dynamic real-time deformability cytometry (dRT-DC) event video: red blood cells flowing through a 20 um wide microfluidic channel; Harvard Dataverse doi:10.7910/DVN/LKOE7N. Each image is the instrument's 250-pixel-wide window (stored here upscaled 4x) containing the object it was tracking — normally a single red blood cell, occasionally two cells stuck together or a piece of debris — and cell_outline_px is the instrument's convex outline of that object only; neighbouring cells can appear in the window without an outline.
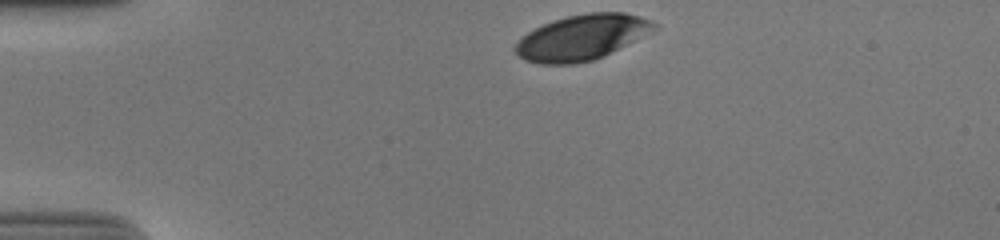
{"species": "human", "species_latin": "Homo sapiens", "temperature_condition": "cold", "stored_images_in_passage": 33, "camera_frame_rate_fps": 3000, "um_per_image_px": 0.085, "donor": {"sex": "male"}, "frame": {"image": 1, "passage_image": 1, "time_ms": 0.0, "image_size_px": [1000, 240], "cell_outline_px": [[660, 28], [604, 56], [592, 60], [572, 64], [540, 64], [524, 60], [512, 48], [528, 32], [552, 20], [568, 16], [588, 12], [624, 12], [640, 16], [652, 20], [660, 24]], "centroid_in_image_um": [49.52, 3.17], "position_along_channel_um": 35.5, "area_um2": 36.82}}
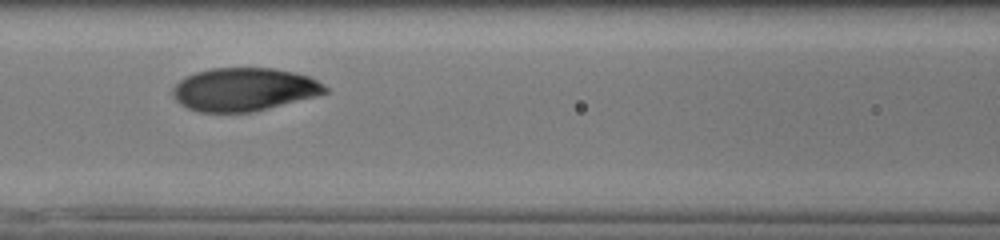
{"frame": {"image": 2, "passage_image": 14, "time_ms": 4.333, "image_size_px": [1000, 240], "cell_outline_px": [[328, 92], [316, 96], [252, 112], [200, 112], [188, 108], [180, 104], [172, 96], [172, 88], [180, 80], [196, 72], [212, 68], [272, 68], [296, 72], [308, 76], [324, 84], [328, 88]], "centroid_in_image_um": [20.74, 7.6], "position_along_channel_um": 145.9, "area_um2": 38.26}}
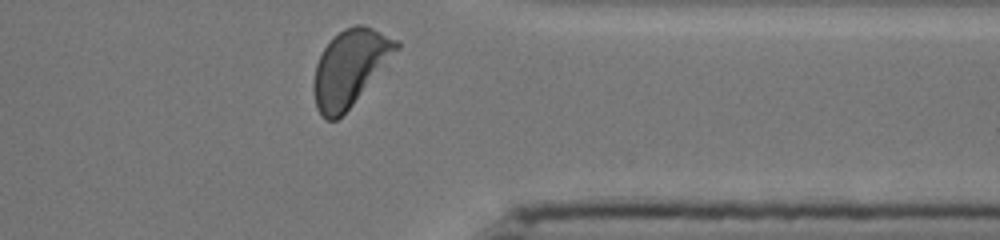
{"frame": {"image": 3, "passage_image": 33, "time_ms": 10.667, "image_size_px": [1000, 240], "cell_outline_px": [[400, 48], [352, 104], [336, 120], [324, 120], [316, 108], [312, 88], [312, 84], [316, 64], [324, 48], [344, 28], [356, 24], [364, 24], [400, 40]], "centroid_in_image_um": [29.74, 5.74], "position_along_channel_um": 381.7, "area_um2": 36.3}, "authors_computed_cell_mechanics": {"area_um2": 38.8994, "velocity_mm_per_s": 3.7982, "shape_relaxation_time_tau1_ms": 3.3785, "shape_relaxation_time_tau2_ms": null, "deformation_change_tau1": 0.1553, "deformation_change_tau2": null}}